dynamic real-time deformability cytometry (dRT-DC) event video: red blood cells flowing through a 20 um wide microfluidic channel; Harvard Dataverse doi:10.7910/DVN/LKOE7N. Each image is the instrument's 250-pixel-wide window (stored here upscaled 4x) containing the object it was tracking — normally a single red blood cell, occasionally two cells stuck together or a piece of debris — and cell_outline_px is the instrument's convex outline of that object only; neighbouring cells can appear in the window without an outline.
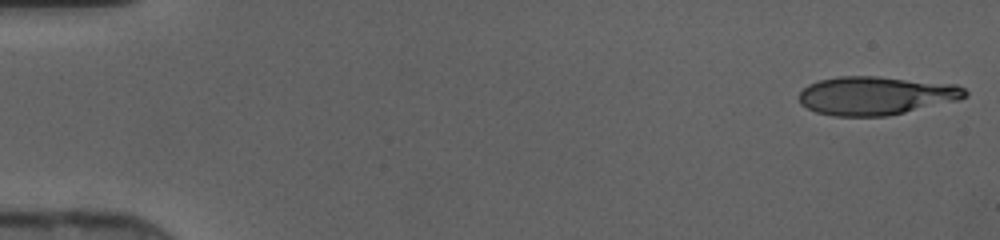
{"species": "human", "species_latin": "Homo sapiens", "temperature_condition": "cold", "stored_images_in_passage": 45, "camera_frame_rate_fps": 3000, "um_per_image_px": 0.085, "donor": {"sex": "female"}, "frame": {"image": 1, "passage_image": 1, "time_ms": 0.0, "image_size_px": [1000, 240], "cell_outline_px": [[968, 96], [960, 100], [888, 116], [832, 116], [816, 112], [800, 104], [796, 96], [808, 84], [820, 80], [840, 76], [876, 76], [956, 84], [964, 88], [968, 92]], "centroid_in_image_um": [74.46, 8.13], "position_along_channel_um": 10.5, "area_um2": 37.57}}
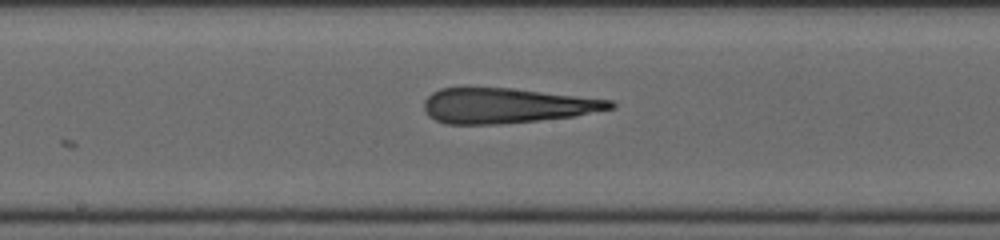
{"frame": {"image": 2, "passage_image": 24, "time_ms": 7.667, "image_size_px": [1000, 240], "cell_outline_px": [[616, 108], [576, 116], [500, 124], [448, 124], [436, 120], [428, 116], [424, 108], [424, 100], [432, 92], [440, 88], [464, 84], [512, 88], [612, 100], [616, 104]], "centroid_in_image_um": [43.0, 8.94], "position_along_channel_um": 205.2, "area_um2": 39.13}}
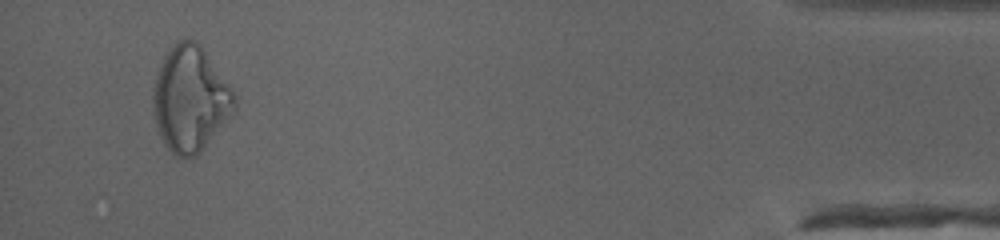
{"frame": {"image": 3, "passage_image": 43, "time_ms": 14.0, "image_size_px": [1000, 240], "cell_outline_px": [[236, 108], [204, 148], [196, 156], [176, 156], [164, 144], [156, 124], [152, 104], [152, 88], [156, 72], [164, 56], [180, 40], [192, 40], [200, 44], [204, 48], [236, 96]], "centroid_in_image_um": [16.16, 8.41], "position_along_channel_um": 419.0, "area_um2": 49.53}}